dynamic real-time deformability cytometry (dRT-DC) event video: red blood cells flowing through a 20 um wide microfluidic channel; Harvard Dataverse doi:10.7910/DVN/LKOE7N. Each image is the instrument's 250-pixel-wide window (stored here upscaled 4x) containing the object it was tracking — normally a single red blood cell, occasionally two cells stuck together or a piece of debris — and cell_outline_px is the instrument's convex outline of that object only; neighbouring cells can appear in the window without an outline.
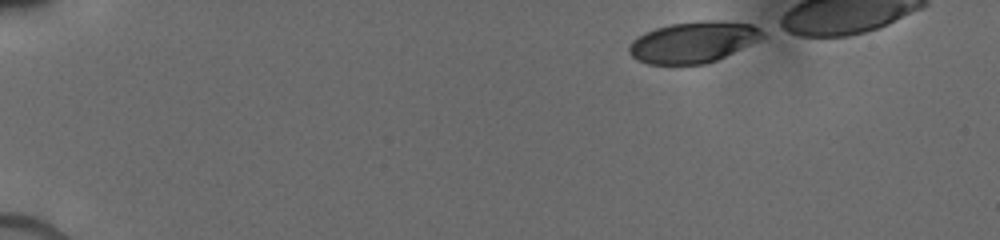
{"species": "human", "species_latin": "Homo sapiens", "temperature_condition": "cold", "stored_images_in_passage": 17, "camera_frame_rate_fps": 3000, "um_per_image_px": 0.085, "donor": {"sex": "male"}, "frame": {"image": 1, "passage_image": 1, "time_ms": 0.0, "image_size_px": [1000, 240], "cell_outline_px": [[764, 36], [760, 40], [716, 60], [704, 64], [648, 64], [632, 56], [628, 52], [628, 48], [632, 40], [644, 32], [656, 28], [672, 24], [700, 20], [716, 20], [752, 24], [760, 28], [764, 32]], "centroid_in_image_um": [58.94, 3.57], "position_along_channel_um": 26.1, "area_um2": 31.91}}
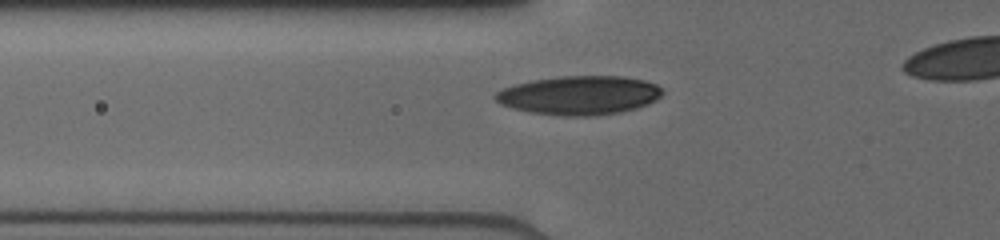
{"frame": {"image": 2, "passage_image": 15, "time_ms": 4.0, "image_size_px": [1000, 240], "cell_outline_px": [[664, 92], [656, 100], [648, 104], [636, 108], [620, 112], [592, 116], [564, 116], [532, 112], [512, 108], [500, 104], [492, 96], [496, 92], [512, 84], [532, 80], [560, 76], [624, 76], [644, 80], [656, 84]], "centroid_in_image_um": [49.23, 8.09], "position_along_channel_um": 76.6, "area_um2": 37.97}}